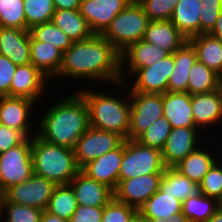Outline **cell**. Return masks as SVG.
Returning <instances> with one entry per match:
<instances>
[{
	"instance_id": "obj_1",
	"label": "cell",
	"mask_w": 222,
	"mask_h": 222,
	"mask_svg": "<svg viewBox=\"0 0 222 222\" xmlns=\"http://www.w3.org/2000/svg\"><path fill=\"white\" fill-rule=\"evenodd\" d=\"M56 78L59 81L60 78H65L64 81L81 79L80 82H86L85 86L97 82L112 86L122 82L120 53L102 35L93 34L89 39L73 42L63 53L59 73L51 82Z\"/></svg>"
},
{
	"instance_id": "obj_2",
	"label": "cell",
	"mask_w": 222,
	"mask_h": 222,
	"mask_svg": "<svg viewBox=\"0 0 222 222\" xmlns=\"http://www.w3.org/2000/svg\"><path fill=\"white\" fill-rule=\"evenodd\" d=\"M74 90V91H73ZM67 97L56 99L40 111L37 135L44 141L73 149L77 140L90 127L88 106L82 95L73 89ZM55 103V104H54ZM47 109V110H46Z\"/></svg>"
},
{
	"instance_id": "obj_3",
	"label": "cell",
	"mask_w": 222,
	"mask_h": 222,
	"mask_svg": "<svg viewBox=\"0 0 222 222\" xmlns=\"http://www.w3.org/2000/svg\"><path fill=\"white\" fill-rule=\"evenodd\" d=\"M113 86L114 88L116 87V89L119 88L116 91L119 95L124 96L120 97L116 92L113 93L114 95L111 92H101L100 89L95 86V89L93 86L77 87V91L87 103L91 127L118 133L127 140L130 128V98L128 86L124 82L116 83L112 85V87ZM119 90L123 93L120 94Z\"/></svg>"
},
{
	"instance_id": "obj_4",
	"label": "cell",
	"mask_w": 222,
	"mask_h": 222,
	"mask_svg": "<svg viewBox=\"0 0 222 222\" xmlns=\"http://www.w3.org/2000/svg\"><path fill=\"white\" fill-rule=\"evenodd\" d=\"M33 173L56 185L69 184L80 171L73 149L54 145L37 134L31 138Z\"/></svg>"
},
{
	"instance_id": "obj_5",
	"label": "cell",
	"mask_w": 222,
	"mask_h": 222,
	"mask_svg": "<svg viewBox=\"0 0 222 222\" xmlns=\"http://www.w3.org/2000/svg\"><path fill=\"white\" fill-rule=\"evenodd\" d=\"M149 18L137 0L131 3L110 22L101 34L122 53L128 46L142 40L149 25Z\"/></svg>"
},
{
	"instance_id": "obj_6",
	"label": "cell",
	"mask_w": 222,
	"mask_h": 222,
	"mask_svg": "<svg viewBox=\"0 0 222 222\" xmlns=\"http://www.w3.org/2000/svg\"><path fill=\"white\" fill-rule=\"evenodd\" d=\"M164 169L160 150L145 146L137 140H124L119 180L140 175L163 174Z\"/></svg>"
},
{
	"instance_id": "obj_7",
	"label": "cell",
	"mask_w": 222,
	"mask_h": 222,
	"mask_svg": "<svg viewBox=\"0 0 222 222\" xmlns=\"http://www.w3.org/2000/svg\"><path fill=\"white\" fill-rule=\"evenodd\" d=\"M33 174L31 138L0 153V191L28 180Z\"/></svg>"
},
{
	"instance_id": "obj_8",
	"label": "cell",
	"mask_w": 222,
	"mask_h": 222,
	"mask_svg": "<svg viewBox=\"0 0 222 222\" xmlns=\"http://www.w3.org/2000/svg\"><path fill=\"white\" fill-rule=\"evenodd\" d=\"M130 128L128 139L136 140L150 125L163 116V94L129 91Z\"/></svg>"
},
{
	"instance_id": "obj_9",
	"label": "cell",
	"mask_w": 222,
	"mask_h": 222,
	"mask_svg": "<svg viewBox=\"0 0 222 222\" xmlns=\"http://www.w3.org/2000/svg\"><path fill=\"white\" fill-rule=\"evenodd\" d=\"M124 138L118 133L89 127L73 148L77 166L81 169L88 162L118 148Z\"/></svg>"
},
{
	"instance_id": "obj_10",
	"label": "cell",
	"mask_w": 222,
	"mask_h": 222,
	"mask_svg": "<svg viewBox=\"0 0 222 222\" xmlns=\"http://www.w3.org/2000/svg\"><path fill=\"white\" fill-rule=\"evenodd\" d=\"M36 107H38L37 102L27 98L0 96L1 125L19 130L27 138H32L37 134V121L32 114Z\"/></svg>"
},
{
	"instance_id": "obj_11",
	"label": "cell",
	"mask_w": 222,
	"mask_h": 222,
	"mask_svg": "<svg viewBox=\"0 0 222 222\" xmlns=\"http://www.w3.org/2000/svg\"><path fill=\"white\" fill-rule=\"evenodd\" d=\"M173 69L174 55L169 54L151 66L138 69L125 84L129 91L164 94Z\"/></svg>"
},
{
	"instance_id": "obj_12",
	"label": "cell",
	"mask_w": 222,
	"mask_h": 222,
	"mask_svg": "<svg viewBox=\"0 0 222 222\" xmlns=\"http://www.w3.org/2000/svg\"><path fill=\"white\" fill-rule=\"evenodd\" d=\"M56 186L52 181L33 173L28 180L8 188L2 196L13 204L46 210Z\"/></svg>"
},
{
	"instance_id": "obj_13",
	"label": "cell",
	"mask_w": 222,
	"mask_h": 222,
	"mask_svg": "<svg viewBox=\"0 0 222 222\" xmlns=\"http://www.w3.org/2000/svg\"><path fill=\"white\" fill-rule=\"evenodd\" d=\"M208 137L209 136L204 135L197 127L172 128L161 150L165 167H174L177 165L187 155L202 145L204 143L203 140H207L205 138Z\"/></svg>"
},
{
	"instance_id": "obj_14",
	"label": "cell",
	"mask_w": 222,
	"mask_h": 222,
	"mask_svg": "<svg viewBox=\"0 0 222 222\" xmlns=\"http://www.w3.org/2000/svg\"><path fill=\"white\" fill-rule=\"evenodd\" d=\"M163 174H150L119 180L114 198L139 209L160 187Z\"/></svg>"
},
{
	"instance_id": "obj_15",
	"label": "cell",
	"mask_w": 222,
	"mask_h": 222,
	"mask_svg": "<svg viewBox=\"0 0 222 222\" xmlns=\"http://www.w3.org/2000/svg\"><path fill=\"white\" fill-rule=\"evenodd\" d=\"M191 105L195 126L203 134L211 128L218 134V125H222V89L191 95Z\"/></svg>"
},
{
	"instance_id": "obj_16",
	"label": "cell",
	"mask_w": 222,
	"mask_h": 222,
	"mask_svg": "<svg viewBox=\"0 0 222 222\" xmlns=\"http://www.w3.org/2000/svg\"><path fill=\"white\" fill-rule=\"evenodd\" d=\"M51 80L47 78L33 64L17 65L16 72L13 76L10 86L11 97H23L38 104L41 103L47 92L48 83Z\"/></svg>"
},
{
	"instance_id": "obj_17",
	"label": "cell",
	"mask_w": 222,
	"mask_h": 222,
	"mask_svg": "<svg viewBox=\"0 0 222 222\" xmlns=\"http://www.w3.org/2000/svg\"><path fill=\"white\" fill-rule=\"evenodd\" d=\"M169 53L156 45L140 40L128 46L120 53V75L122 82L127 80L140 68L159 62Z\"/></svg>"
},
{
	"instance_id": "obj_18",
	"label": "cell",
	"mask_w": 222,
	"mask_h": 222,
	"mask_svg": "<svg viewBox=\"0 0 222 222\" xmlns=\"http://www.w3.org/2000/svg\"><path fill=\"white\" fill-rule=\"evenodd\" d=\"M132 0H86L80 4V13L91 32L101 35L116 15Z\"/></svg>"
},
{
	"instance_id": "obj_19",
	"label": "cell",
	"mask_w": 222,
	"mask_h": 222,
	"mask_svg": "<svg viewBox=\"0 0 222 222\" xmlns=\"http://www.w3.org/2000/svg\"><path fill=\"white\" fill-rule=\"evenodd\" d=\"M208 139L209 140H205L202 145H200L196 150L191 152L177 165L174 166V168L177 169L183 176L188 177L192 182L196 183L197 185L201 183L204 175L210 170V168L218 160V158H222V154L219 149L221 147H218V145L216 146L217 148L213 147L214 141L216 144H218V140L216 142V138L213 139L212 137L211 139ZM207 141L212 142L208 143ZM217 149H219V155L217 154Z\"/></svg>"
},
{
	"instance_id": "obj_20",
	"label": "cell",
	"mask_w": 222,
	"mask_h": 222,
	"mask_svg": "<svg viewBox=\"0 0 222 222\" xmlns=\"http://www.w3.org/2000/svg\"><path fill=\"white\" fill-rule=\"evenodd\" d=\"M123 158V143L84 165L80 170L89 178L103 183L113 191L119 183L120 165Z\"/></svg>"
},
{
	"instance_id": "obj_21",
	"label": "cell",
	"mask_w": 222,
	"mask_h": 222,
	"mask_svg": "<svg viewBox=\"0 0 222 222\" xmlns=\"http://www.w3.org/2000/svg\"><path fill=\"white\" fill-rule=\"evenodd\" d=\"M69 185L79 206L104 207L114 197V191L111 188L89 178L81 170Z\"/></svg>"
},
{
	"instance_id": "obj_22",
	"label": "cell",
	"mask_w": 222,
	"mask_h": 222,
	"mask_svg": "<svg viewBox=\"0 0 222 222\" xmlns=\"http://www.w3.org/2000/svg\"><path fill=\"white\" fill-rule=\"evenodd\" d=\"M0 55L16 65L30 64V31L0 27Z\"/></svg>"
},
{
	"instance_id": "obj_23",
	"label": "cell",
	"mask_w": 222,
	"mask_h": 222,
	"mask_svg": "<svg viewBox=\"0 0 222 222\" xmlns=\"http://www.w3.org/2000/svg\"><path fill=\"white\" fill-rule=\"evenodd\" d=\"M163 116L172 128L196 127L193 119L191 95L188 92H165L163 94Z\"/></svg>"
},
{
	"instance_id": "obj_24",
	"label": "cell",
	"mask_w": 222,
	"mask_h": 222,
	"mask_svg": "<svg viewBox=\"0 0 222 222\" xmlns=\"http://www.w3.org/2000/svg\"><path fill=\"white\" fill-rule=\"evenodd\" d=\"M143 40L169 54H173L188 41L171 20L150 21Z\"/></svg>"
},
{
	"instance_id": "obj_25",
	"label": "cell",
	"mask_w": 222,
	"mask_h": 222,
	"mask_svg": "<svg viewBox=\"0 0 222 222\" xmlns=\"http://www.w3.org/2000/svg\"><path fill=\"white\" fill-rule=\"evenodd\" d=\"M63 52L50 43L37 41L30 34V60L38 70L52 80L62 65Z\"/></svg>"
},
{
	"instance_id": "obj_26",
	"label": "cell",
	"mask_w": 222,
	"mask_h": 222,
	"mask_svg": "<svg viewBox=\"0 0 222 222\" xmlns=\"http://www.w3.org/2000/svg\"><path fill=\"white\" fill-rule=\"evenodd\" d=\"M173 55L174 69L167 84V91L187 92L189 70L197 60L195 48L186 41Z\"/></svg>"
},
{
	"instance_id": "obj_27",
	"label": "cell",
	"mask_w": 222,
	"mask_h": 222,
	"mask_svg": "<svg viewBox=\"0 0 222 222\" xmlns=\"http://www.w3.org/2000/svg\"><path fill=\"white\" fill-rule=\"evenodd\" d=\"M200 0H179L176 4L171 22L187 38L200 34Z\"/></svg>"
},
{
	"instance_id": "obj_28",
	"label": "cell",
	"mask_w": 222,
	"mask_h": 222,
	"mask_svg": "<svg viewBox=\"0 0 222 222\" xmlns=\"http://www.w3.org/2000/svg\"><path fill=\"white\" fill-rule=\"evenodd\" d=\"M188 41L195 48L197 60L222 76V42L219 38L203 33Z\"/></svg>"
},
{
	"instance_id": "obj_29",
	"label": "cell",
	"mask_w": 222,
	"mask_h": 222,
	"mask_svg": "<svg viewBox=\"0 0 222 222\" xmlns=\"http://www.w3.org/2000/svg\"><path fill=\"white\" fill-rule=\"evenodd\" d=\"M51 21L73 42L89 39L93 35L79 9L55 10Z\"/></svg>"
},
{
	"instance_id": "obj_30",
	"label": "cell",
	"mask_w": 222,
	"mask_h": 222,
	"mask_svg": "<svg viewBox=\"0 0 222 222\" xmlns=\"http://www.w3.org/2000/svg\"><path fill=\"white\" fill-rule=\"evenodd\" d=\"M180 212H182V202L171 194L163 193L160 189L138 209V213L144 218L165 220Z\"/></svg>"
},
{
	"instance_id": "obj_31",
	"label": "cell",
	"mask_w": 222,
	"mask_h": 222,
	"mask_svg": "<svg viewBox=\"0 0 222 222\" xmlns=\"http://www.w3.org/2000/svg\"><path fill=\"white\" fill-rule=\"evenodd\" d=\"M159 189L163 193L171 194L182 203L199 192V186L174 167H165Z\"/></svg>"
},
{
	"instance_id": "obj_32",
	"label": "cell",
	"mask_w": 222,
	"mask_h": 222,
	"mask_svg": "<svg viewBox=\"0 0 222 222\" xmlns=\"http://www.w3.org/2000/svg\"><path fill=\"white\" fill-rule=\"evenodd\" d=\"M188 78L187 92L190 95L221 88V76L198 60L191 66Z\"/></svg>"
},
{
	"instance_id": "obj_33",
	"label": "cell",
	"mask_w": 222,
	"mask_h": 222,
	"mask_svg": "<svg viewBox=\"0 0 222 222\" xmlns=\"http://www.w3.org/2000/svg\"><path fill=\"white\" fill-rule=\"evenodd\" d=\"M219 208V202L200 192L188 197L182 203V213L189 222H206Z\"/></svg>"
},
{
	"instance_id": "obj_34",
	"label": "cell",
	"mask_w": 222,
	"mask_h": 222,
	"mask_svg": "<svg viewBox=\"0 0 222 222\" xmlns=\"http://www.w3.org/2000/svg\"><path fill=\"white\" fill-rule=\"evenodd\" d=\"M77 200L69 184L57 185L50 197L46 211L69 221L77 209Z\"/></svg>"
},
{
	"instance_id": "obj_35",
	"label": "cell",
	"mask_w": 222,
	"mask_h": 222,
	"mask_svg": "<svg viewBox=\"0 0 222 222\" xmlns=\"http://www.w3.org/2000/svg\"><path fill=\"white\" fill-rule=\"evenodd\" d=\"M42 212V209L35 207L10 203L2 196L0 222H40Z\"/></svg>"
},
{
	"instance_id": "obj_36",
	"label": "cell",
	"mask_w": 222,
	"mask_h": 222,
	"mask_svg": "<svg viewBox=\"0 0 222 222\" xmlns=\"http://www.w3.org/2000/svg\"><path fill=\"white\" fill-rule=\"evenodd\" d=\"M29 31L37 41L48 42L63 53L73 44V41L52 21L37 24Z\"/></svg>"
},
{
	"instance_id": "obj_37",
	"label": "cell",
	"mask_w": 222,
	"mask_h": 222,
	"mask_svg": "<svg viewBox=\"0 0 222 222\" xmlns=\"http://www.w3.org/2000/svg\"><path fill=\"white\" fill-rule=\"evenodd\" d=\"M23 2L26 30L52 20L55 11L53 0H23Z\"/></svg>"
},
{
	"instance_id": "obj_38",
	"label": "cell",
	"mask_w": 222,
	"mask_h": 222,
	"mask_svg": "<svg viewBox=\"0 0 222 222\" xmlns=\"http://www.w3.org/2000/svg\"><path fill=\"white\" fill-rule=\"evenodd\" d=\"M23 0H0V27L26 30Z\"/></svg>"
},
{
	"instance_id": "obj_39",
	"label": "cell",
	"mask_w": 222,
	"mask_h": 222,
	"mask_svg": "<svg viewBox=\"0 0 222 222\" xmlns=\"http://www.w3.org/2000/svg\"><path fill=\"white\" fill-rule=\"evenodd\" d=\"M171 124L164 117L161 116L153 122L147 130H145L136 140L151 148L162 150L165 141L171 132Z\"/></svg>"
},
{
	"instance_id": "obj_40",
	"label": "cell",
	"mask_w": 222,
	"mask_h": 222,
	"mask_svg": "<svg viewBox=\"0 0 222 222\" xmlns=\"http://www.w3.org/2000/svg\"><path fill=\"white\" fill-rule=\"evenodd\" d=\"M220 159V160H219ZM204 175L199 186V192L219 201L222 198V161L219 158Z\"/></svg>"
},
{
	"instance_id": "obj_41",
	"label": "cell",
	"mask_w": 222,
	"mask_h": 222,
	"mask_svg": "<svg viewBox=\"0 0 222 222\" xmlns=\"http://www.w3.org/2000/svg\"><path fill=\"white\" fill-rule=\"evenodd\" d=\"M179 0H137L150 21L170 20Z\"/></svg>"
},
{
	"instance_id": "obj_42",
	"label": "cell",
	"mask_w": 222,
	"mask_h": 222,
	"mask_svg": "<svg viewBox=\"0 0 222 222\" xmlns=\"http://www.w3.org/2000/svg\"><path fill=\"white\" fill-rule=\"evenodd\" d=\"M138 209L117 201L114 197L103 207L101 222H130Z\"/></svg>"
},
{
	"instance_id": "obj_43",
	"label": "cell",
	"mask_w": 222,
	"mask_h": 222,
	"mask_svg": "<svg viewBox=\"0 0 222 222\" xmlns=\"http://www.w3.org/2000/svg\"><path fill=\"white\" fill-rule=\"evenodd\" d=\"M222 10V4H201L200 34L209 33L215 26Z\"/></svg>"
},
{
	"instance_id": "obj_44",
	"label": "cell",
	"mask_w": 222,
	"mask_h": 222,
	"mask_svg": "<svg viewBox=\"0 0 222 222\" xmlns=\"http://www.w3.org/2000/svg\"><path fill=\"white\" fill-rule=\"evenodd\" d=\"M17 65L6 56L0 55V96H10V86Z\"/></svg>"
},
{
	"instance_id": "obj_45",
	"label": "cell",
	"mask_w": 222,
	"mask_h": 222,
	"mask_svg": "<svg viewBox=\"0 0 222 222\" xmlns=\"http://www.w3.org/2000/svg\"><path fill=\"white\" fill-rule=\"evenodd\" d=\"M26 139L21 131L0 125V153L20 145Z\"/></svg>"
},
{
	"instance_id": "obj_46",
	"label": "cell",
	"mask_w": 222,
	"mask_h": 222,
	"mask_svg": "<svg viewBox=\"0 0 222 222\" xmlns=\"http://www.w3.org/2000/svg\"><path fill=\"white\" fill-rule=\"evenodd\" d=\"M103 207L77 206L68 222H101Z\"/></svg>"
},
{
	"instance_id": "obj_47",
	"label": "cell",
	"mask_w": 222,
	"mask_h": 222,
	"mask_svg": "<svg viewBox=\"0 0 222 222\" xmlns=\"http://www.w3.org/2000/svg\"><path fill=\"white\" fill-rule=\"evenodd\" d=\"M55 10L63 9H80L81 2L79 0H53Z\"/></svg>"
},
{
	"instance_id": "obj_48",
	"label": "cell",
	"mask_w": 222,
	"mask_h": 222,
	"mask_svg": "<svg viewBox=\"0 0 222 222\" xmlns=\"http://www.w3.org/2000/svg\"><path fill=\"white\" fill-rule=\"evenodd\" d=\"M149 222H189L187 217L182 213L172 215L167 220L161 218H146Z\"/></svg>"
},
{
	"instance_id": "obj_49",
	"label": "cell",
	"mask_w": 222,
	"mask_h": 222,
	"mask_svg": "<svg viewBox=\"0 0 222 222\" xmlns=\"http://www.w3.org/2000/svg\"><path fill=\"white\" fill-rule=\"evenodd\" d=\"M209 34L216 38H219V40L222 42V10L218 19L216 20L215 26L209 32Z\"/></svg>"
},
{
	"instance_id": "obj_50",
	"label": "cell",
	"mask_w": 222,
	"mask_h": 222,
	"mask_svg": "<svg viewBox=\"0 0 222 222\" xmlns=\"http://www.w3.org/2000/svg\"><path fill=\"white\" fill-rule=\"evenodd\" d=\"M40 222H68V221L61 219L58 216L47 212L46 210H43Z\"/></svg>"
},
{
	"instance_id": "obj_51",
	"label": "cell",
	"mask_w": 222,
	"mask_h": 222,
	"mask_svg": "<svg viewBox=\"0 0 222 222\" xmlns=\"http://www.w3.org/2000/svg\"><path fill=\"white\" fill-rule=\"evenodd\" d=\"M206 222H222V209L218 208Z\"/></svg>"
},
{
	"instance_id": "obj_52",
	"label": "cell",
	"mask_w": 222,
	"mask_h": 222,
	"mask_svg": "<svg viewBox=\"0 0 222 222\" xmlns=\"http://www.w3.org/2000/svg\"><path fill=\"white\" fill-rule=\"evenodd\" d=\"M130 222H149L146 218L137 213Z\"/></svg>"
},
{
	"instance_id": "obj_53",
	"label": "cell",
	"mask_w": 222,
	"mask_h": 222,
	"mask_svg": "<svg viewBox=\"0 0 222 222\" xmlns=\"http://www.w3.org/2000/svg\"><path fill=\"white\" fill-rule=\"evenodd\" d=\"M201 4H222V0H200Z\"/></svg>"
},
{
	"instance_id": "obj_54",
	"label": "cell",
	"mask_w": 222,
	"mask_h": 222,
	"mask_svg": "<svg viewBox=\"0 0 222 222\" xmlns=\"http://www.w3.org/2000/svg\"><path fill=\"white\" fill-rule=\"evenodd\" d=\"M218 202H219V208L222 209V198Z\"/></svg>"
},
{
	"instance_id": "obj_55",
	"label": "cell",
	"mask_w": 222,
	"mask_h": 222,
	"mask_svg": "<svg viewBox=\"0 0 222 222\" xmlns=\"http://www.w3.org/2000/svg\"><path fill=\"white\" fill-rule=\"evenodd\" d=\"M1 199H2V193H1V191H0V203H1Z\"/></svg>"
}]
</instances>
